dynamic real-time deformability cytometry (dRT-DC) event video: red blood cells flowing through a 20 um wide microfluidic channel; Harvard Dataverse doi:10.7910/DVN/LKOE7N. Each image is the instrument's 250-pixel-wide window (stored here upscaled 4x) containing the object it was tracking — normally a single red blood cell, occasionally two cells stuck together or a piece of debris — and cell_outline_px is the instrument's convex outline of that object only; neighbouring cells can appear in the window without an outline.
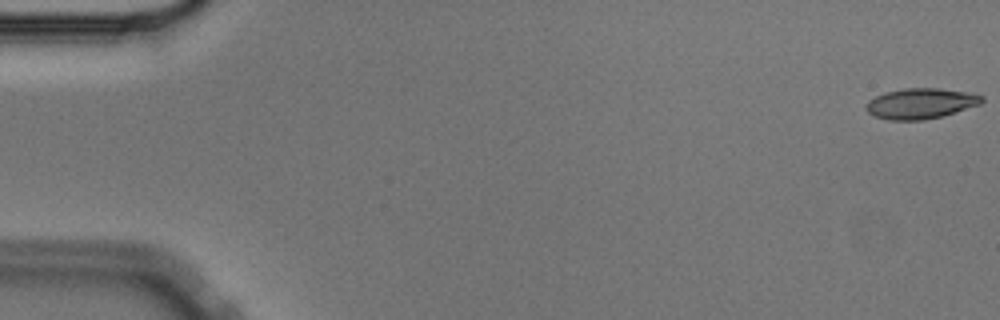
{"species": "Egyptian fruit bat (a non-hibernating species)", "species_latin": "Rousettus aegyptiacus", "temperature_condition": "cold", "stored_images_in_passage": 56, "camera_frame_rate_fps": 3000, "um_per_image_px": 0.085, "animal": {"sex": "male"}, "frame": {"image": 1, "passage_image": 1, "time_ms": 0.0, "image_size_px": [1000, 320], "cell_outline_px": [[984, 100], [980, 104], [940, 116], [924, 120], [888, 120], [876, 116], [868, 112], [864, 108], [868, 100], [884, 92], [904, 88], [940, 88], [972, 92], [984, 96]], "centroid_in_image_um": [78.25, 8.78], "position_along_channel_um": 6.7, "area_um2": 20.63}}
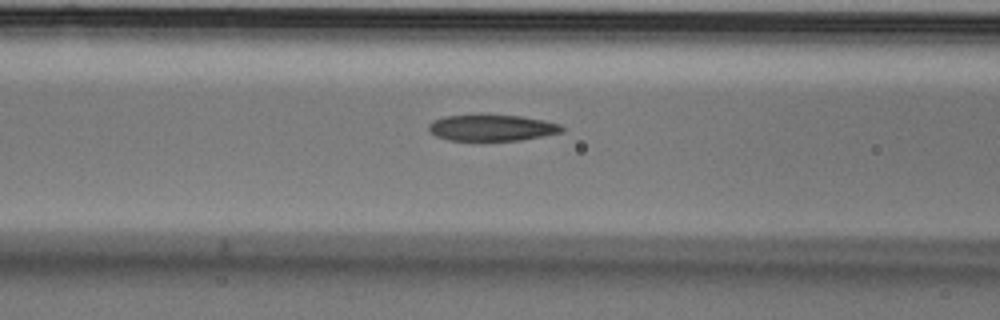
{"frame": {"image": 2, "passage_image": 23, "time_ms": 7.333, "image_size_px": [1000, 320], "cell_outline_px": [[564, 132], [544, 136], [520, 140], [448, 140], [436, 136], [428, 132], [428, 124], [432, 120], [444, 116], [480, 112], [520, 116], [544, 120], [560, 124], [564, 128]], "centroid_in_image_um": [41.76, 10.82], "position_along_channel_um": 124.8, "area_um2": 21.27}}
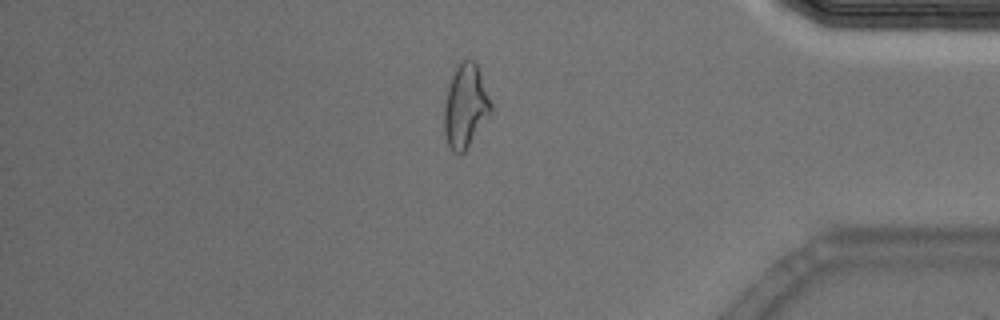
{"frame": {"image": 3, "passage_image": 48, "time_ms": 15.667, "image_size_px": [1000, 320], "cell_outline_px": [[492, 112], [464, 152], [460, 156], [456, 156], [452, 152], [448, 144], [444, 132], [444, 104], [448, 88], [452, 76], [456, 68], [464, 60], [472, 60], [476, 64], [480, 72], [492, 104]], "centroid_in_image_um": [39.56, 9.08], "position_along_channel_um": 395.6, "area_um2": 22.6}, "authors_computed_cell_mechanics": {"area_um2": 21.2704, "velocity_mm_per_s": 3.5787, "shape_relaxation_time_tau1_ms": 5.6214, "shape_relaxation_time_tau2_ms": 2.3982, "deformation_change_tau1": 0.1985, "deformation_change_tau2": 0.121}}